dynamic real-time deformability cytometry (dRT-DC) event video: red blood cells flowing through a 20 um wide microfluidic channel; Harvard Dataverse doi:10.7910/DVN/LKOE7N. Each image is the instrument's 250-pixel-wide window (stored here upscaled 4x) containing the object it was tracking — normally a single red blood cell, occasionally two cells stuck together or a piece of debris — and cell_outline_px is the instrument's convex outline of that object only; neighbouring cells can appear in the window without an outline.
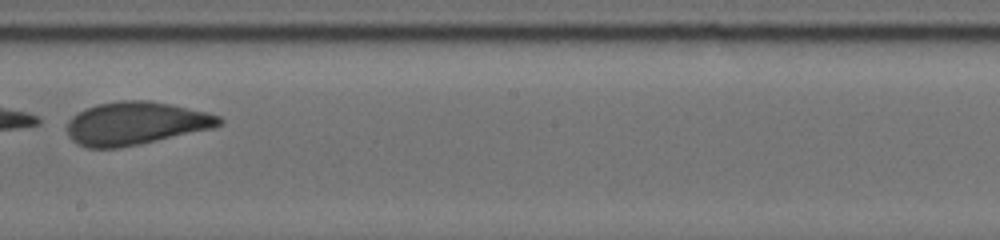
{"species": "human", "species_latin": "Homo sapiens", "temperature_condition": "cold", "stored_images_in_passage": 47, "camera_frame_rate_fps": 3000, "um_per_image_px": 0.085, "donor": {"sex": "male"}, "frame": {"image": 1, "passage_image": 28, "time_ms": 6.667, "image_size_px": [1000, 240], "cell_outline_px": [[224, 120], [220, 124], [212, 128], [140, 144], [120, 148], [88, 148], [76, 144], [68, 136], [68, 120], [72, 116], [96, 104], [120, 100], [148, 100], [168, 104], [204, 112], [220, 116]], "centroid_in_image_um": [11.49, 10.49], "position_along_channel_um": 236.7, "area_um2": 37.8}}
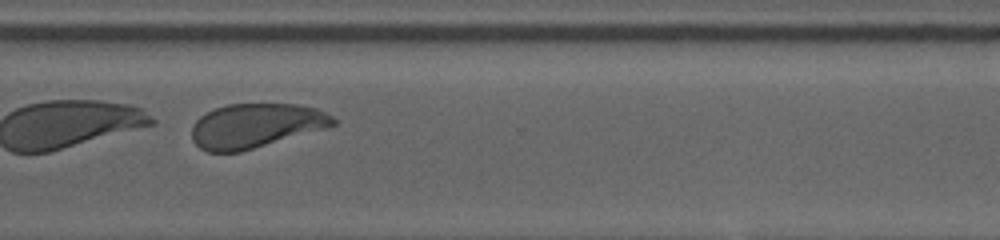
{"frame": {"image": 2, "passage_image": 41, "time_ms": 9.667, "image_size_px": [1000, 240], "cell_outline_px": [[336, 124], [328, 128], [240, 152], [208, 152], [200, 148], [192, 140], [192, 128], [196, 120], [200, 116], [216, 108], [228, 104], [296, 104], [316, 108], [332, 116], [336, 120]], "centroid_in_image_um": [21.75, 10.69], "position_along_channel_um": 348.9, "area_um2": 36.53}}